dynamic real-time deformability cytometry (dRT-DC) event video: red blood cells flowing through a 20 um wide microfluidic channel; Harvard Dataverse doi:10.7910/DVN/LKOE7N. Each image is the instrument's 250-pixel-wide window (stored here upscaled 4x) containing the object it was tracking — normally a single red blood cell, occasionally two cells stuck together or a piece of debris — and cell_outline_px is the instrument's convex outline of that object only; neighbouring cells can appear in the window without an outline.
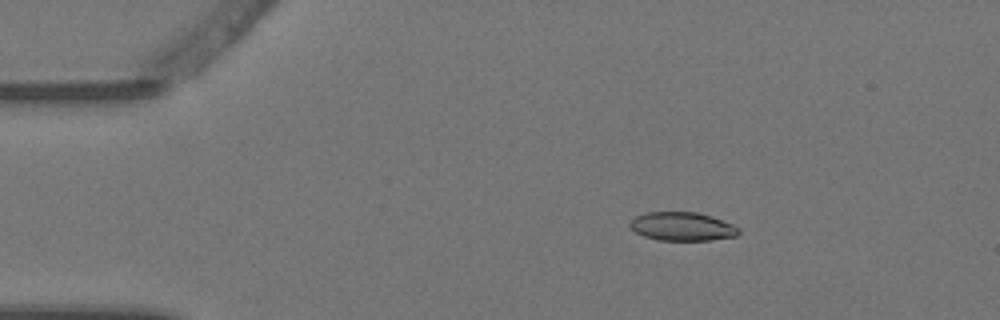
{"species": "Egyptian fruit bat (a non-hibernating species)", "species_latin": "Rousettus aegyptiacus", "temperature_condition": "warm", "stored_images_in_passage": 3, "camera_frame_rate_fps": 3000, "um_per_image_px": 0.085, "animal": {"sex": "female"}, "frame": {"image": 1, "passage_image": 1, "time_ms": 0.0, "image_size_px": [1000, 320], "cell_outline_px": [[740, 232], [736, 236], [708, 240], [660, 240], [644, 236], [636, 232], [628, 224], [636, 216], [648, 212], [696, 212], [712, 216], [732, 224], [740, 228]], "centroid_in_image_um": [58.01, 19.24], "position_along_channel_um": 27.0, "area_um2": 17.98}}
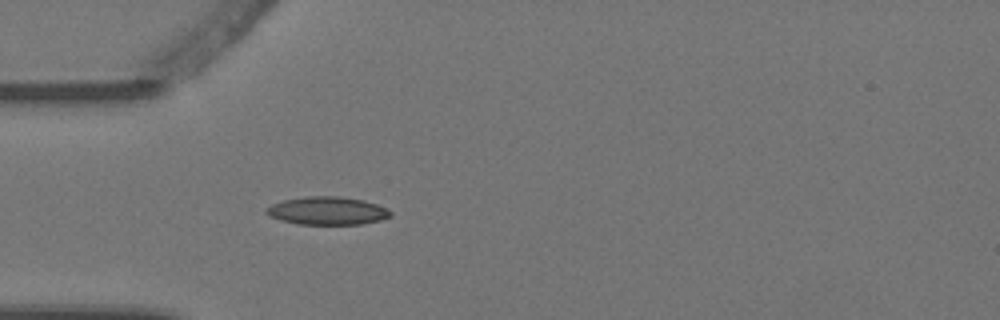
{"frame": {"image": 2, "passage_image": 3, "time_ms": 0.667, "image_size_px": [1000, 320], "cell_outline_px": [[392, 216], [380, 220], [360, 224], [300, 224], [280, 220], [264, 212], [272, 204], [284, 200], [308, 196], [340, 196], [364, 200], [376, 204], [392, 212]], "centroid_in_image_um": [27.84, 17.91], "position_along_channel_um": 57.2, "area_um2": 20.06}}